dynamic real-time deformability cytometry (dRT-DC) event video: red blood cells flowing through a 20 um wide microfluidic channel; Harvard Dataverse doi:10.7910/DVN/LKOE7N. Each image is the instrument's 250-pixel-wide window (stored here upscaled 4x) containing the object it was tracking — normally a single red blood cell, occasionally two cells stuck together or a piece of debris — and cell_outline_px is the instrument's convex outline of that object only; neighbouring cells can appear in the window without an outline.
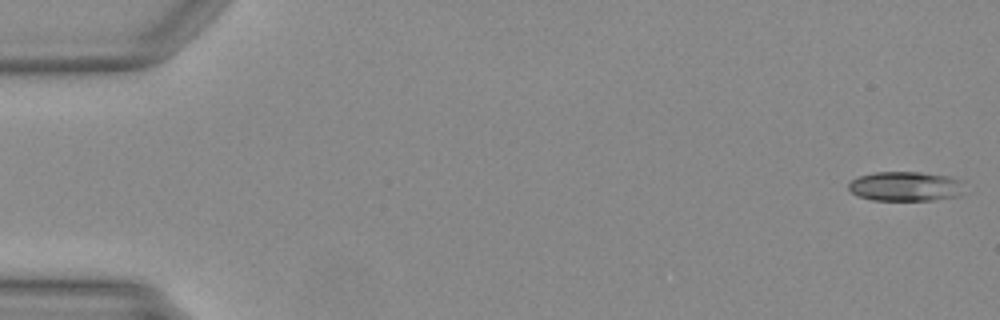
{"species": "Egyptian fruit bat (a non-hibernating species)", "species_latin": "Rousettus aegyptiacus", "temperature_condition": "warm", "stored_images_in_passage": 50, "camera_frame_rate_fps": 3000, "um_per_image_px": 0.085, "animal": {"sex": "female"}, "frame": {"image": 1, "passage_image": 1, "time_ms": 0.0, "image_size_px": [1000, 320], "cell_outline_px": [[964, 192], [960, 196], [932, 200], [872, 200], [856, 196], [848, 188], [848, 184], [852, 180], [860, 176], [876, 172], [920, 172], [948, 176], [964, 180]], "centroid_in_image_um": [77.02, 15.84], "position_along_channel_um": 8.0, "area_um2": 20.23}}
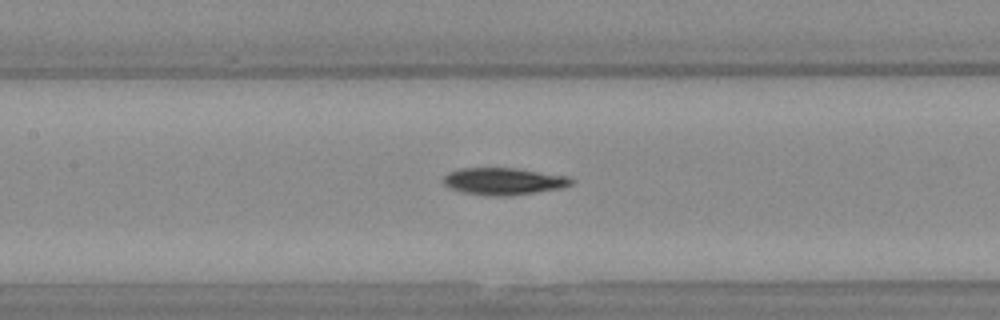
{"frame": {"image": 2, "passage_image": 23, "time_ms": 7.333, "image_size_px": [1000, 320], "cell_outline_px": [[576, 180], [572, 184], [564, 188], [536, 192], [504, 196], [496, 196], [464, 192], [452, 188], [444, 184], [444, 176], [448, 172], [460, 168], [516, 168], [568, 176]], "centroid_in_image_um": [42.87, 15.4], "position_along_channel_um": 164.5, "area_um2": 20.06}}
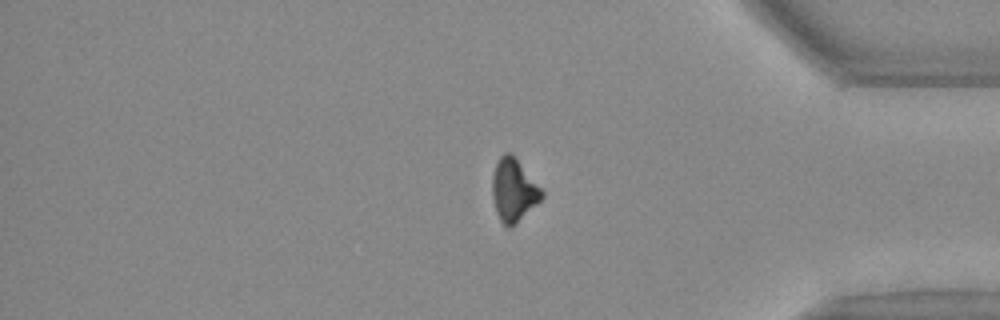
{"frame": {"image": 3, "passage_image": 41, "time_ms": 13.333, "image_size_px": [1000, 320], "cell_outline_px": [[544, 196], [516, 224], [508, 228], [500, 220], [496, 212], [492, 196], [492, 176], [496, 164], [500, 156], [504, 152], [512, 152], [544, 192]], "centroid_in_image_um": [43.65, 16.14], "position_along_channel_um": 391.6, "area_um2": 18.09}}